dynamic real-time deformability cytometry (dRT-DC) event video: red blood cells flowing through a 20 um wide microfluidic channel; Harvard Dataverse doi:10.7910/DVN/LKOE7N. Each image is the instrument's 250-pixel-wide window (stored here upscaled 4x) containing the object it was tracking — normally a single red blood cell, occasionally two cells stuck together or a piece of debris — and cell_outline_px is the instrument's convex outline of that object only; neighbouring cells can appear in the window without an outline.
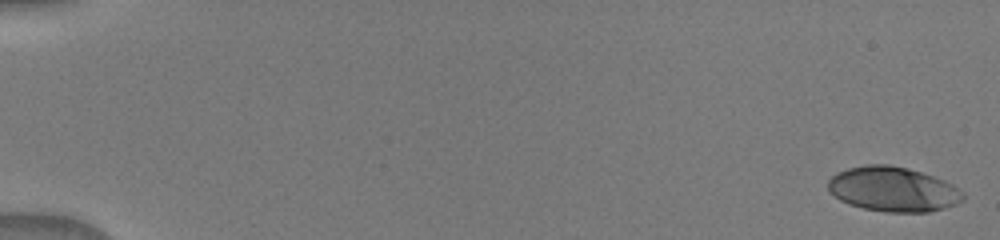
{"species": "human", "species_latin": "Homo sapiens", "temperature_condition": "warm", "stored_images_in_passage": 39, "camera_frame_rate_fps": 3000, "um_per_image_px": 0.085, "donor": {"sex": "male"}, "frame": {"image": 1, "passage_image": 1, "time_ms": 0.0, "image_size_px": [1000, 240], "cell_outline_px": [[964, 200], [956, 204], [944, 208], [928, 212], [884, 212], [864, 208], [848, 204], [840, 200], [828, 192], [828, 180], [836, 172], [848, 168], [864, 164], [888, 164], [908, 168], [944, 180], [952, 184], [964, 192]], "centroid_in_image_um": [75.89, 16.08], "position_along_channel_um": 9.1, "area_um2": 35.43}}
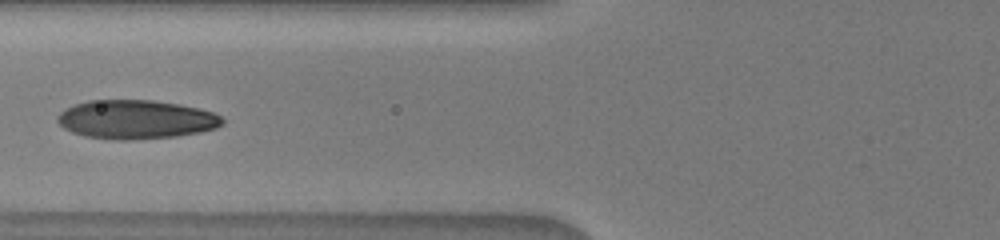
{"frame": {"image": 2, "passage_image": 19, "time_ms": 7.0, "image_size_px": [1000, 240], "cell_outline_px": [[224, 124], [216, 128], [200, 132], [176, 136], [128, 140], [120, 140], [84, 136], [72, 132], [64, 128], [56, 120], [56, 116], [64, 108], [88, 100], [152, 100], [180, 104], [212, 112], [220, 116], [224, 120]], "centroid_in_image_um": [11.54, 10.15], "position_along_channel_um": 114.3, "area_um2": 37.34}}
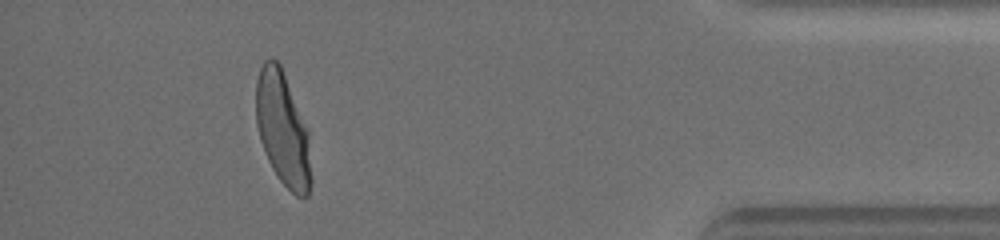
{"frame": {"image": 3, "passage_image": 38, "time_ms": 15.333, "image_size_px": [1000, 240], "cell_outline_px": [[312, 180], [308, 196], [296, 196], [280, 180], [272, 168], [268, 160], [260, 140], [256, 124], [256, 80], [260, 68], [264, 60], [276, 60], [280, 64], [308, 132]], "centroid_in_image_um": [24.02, 10.99], "position_along_channel_um": 411.2, "area_um2": 36.13}}